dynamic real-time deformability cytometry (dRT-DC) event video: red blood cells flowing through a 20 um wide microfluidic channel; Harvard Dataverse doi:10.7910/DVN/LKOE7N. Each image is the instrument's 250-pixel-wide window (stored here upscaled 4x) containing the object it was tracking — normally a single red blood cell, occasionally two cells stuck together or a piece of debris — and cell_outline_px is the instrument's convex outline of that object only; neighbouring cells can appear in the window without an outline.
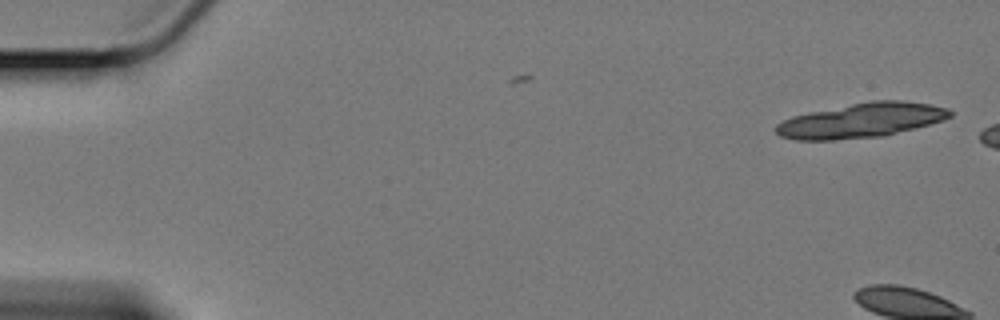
{"species": "Egyptian fruit bat (a non-hibernating species)", "species_latin": "Rousettus aegyptiacus", "temperature_condition": "cold", "stored_images_in_passage": 5, "camera_frame_rate_fps": 3000, "um_per_image_px": 0.085, "animal": {"sex": "female"}, "frame": {"image": 1, "passage_image": 1, "time_ms": 0.0, "image_size_px": [1000, 320], "cell_outline_px": [[952, 116], [944, 120], [884, 136], [832, 140], [796, 140], [780, 136], [772, 128], [776, 124], [792, 116], [808, 112], [872, 100], [904, 100], [928, 104], [948, 108], [952, 112]], "centroid_in_image_um": [73.19, 10.23], "position_along_channel_um": 11.8, "area_um2": 35.14}}